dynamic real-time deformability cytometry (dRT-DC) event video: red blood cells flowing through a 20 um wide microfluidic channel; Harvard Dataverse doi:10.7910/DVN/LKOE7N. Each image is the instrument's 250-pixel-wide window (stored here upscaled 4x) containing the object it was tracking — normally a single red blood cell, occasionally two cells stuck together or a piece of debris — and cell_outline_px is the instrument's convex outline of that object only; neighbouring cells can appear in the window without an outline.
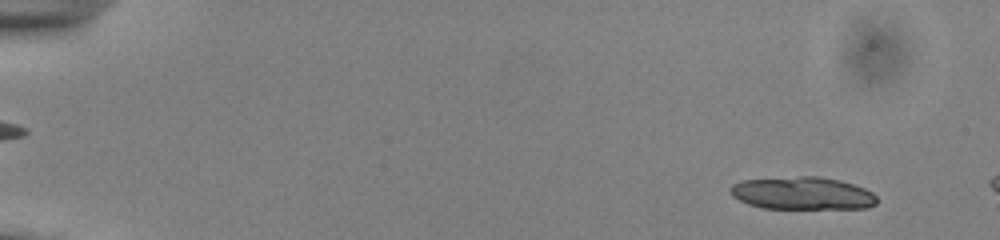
{"species": "common noctule bat (a hibernating species)", "species_latin": "Nyctalus noctula", "temperature_condition": "cold", "stored_images_in_passage": 11, "camera_frame_rate_fps": 3000, "um_per_image_px": 0.085, "animal": {"sex": "male", "body_mass_g": 13.0, "forearm_length_mm": 53.1}, "frame": {"image": 1, "passage_image": 4, "time_ms": 1.0, "image_size_px": [1000, 240], "cell_outline_px": [[876, 204], [868, 208], [764, 208], [748, 204], [732, 196], [728, 192], [728, 188], [732, 184], [740, 180], [800, 176], [820, 176], [840, 180], [864, 188], [872, 192], [876, 196]], "centroid_in_image_um": [68.17, 16.42], "position_along_channel_um": 16.8, "area_um2": 28.03}}